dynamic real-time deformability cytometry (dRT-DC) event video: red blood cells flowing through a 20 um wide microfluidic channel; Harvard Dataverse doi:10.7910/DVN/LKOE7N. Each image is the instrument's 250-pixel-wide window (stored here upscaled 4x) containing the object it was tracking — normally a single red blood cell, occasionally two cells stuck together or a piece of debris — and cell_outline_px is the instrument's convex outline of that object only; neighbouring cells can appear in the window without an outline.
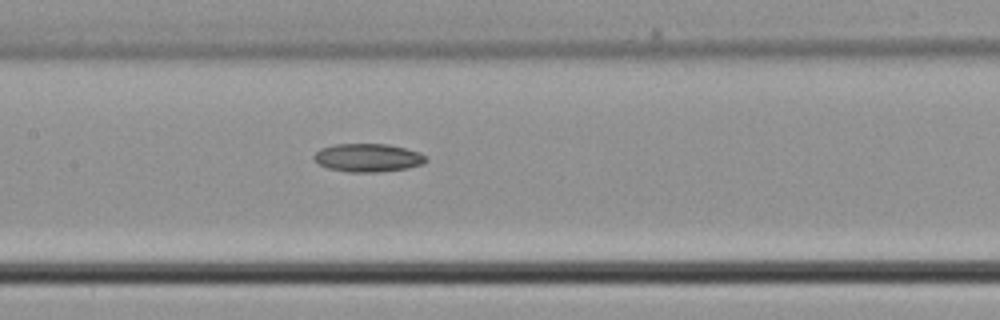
{"species": "common noctule bat (a hibernating species)", "species_latin": "Nyctalus noctula", "temperature_condition": "cold", "stored_images_in_passage": 7, "camera_frame_rate_fps": 3000, "um_per_image_px": 0.085, "animal": {"sex": "male", "body_mass_g": 21.5, "forearm_length_mm": 52.0}, "frame": {"image": 1, "passage_image": 7, "time_ms": 2.0, "image_size_px": [1000, 320], "cell_outline_px": [[428, 160], [424, 164], [408, 168], [376, 172], [348, 172], [328, 168], [320, 164], [312, 156], [320, 148], [336, 144], [388, 144], [420, 152]], "centroid_in_image_um": [31.28, 13.4], "position_along_channel_um": 176.1, "area_um2": 18.38}}